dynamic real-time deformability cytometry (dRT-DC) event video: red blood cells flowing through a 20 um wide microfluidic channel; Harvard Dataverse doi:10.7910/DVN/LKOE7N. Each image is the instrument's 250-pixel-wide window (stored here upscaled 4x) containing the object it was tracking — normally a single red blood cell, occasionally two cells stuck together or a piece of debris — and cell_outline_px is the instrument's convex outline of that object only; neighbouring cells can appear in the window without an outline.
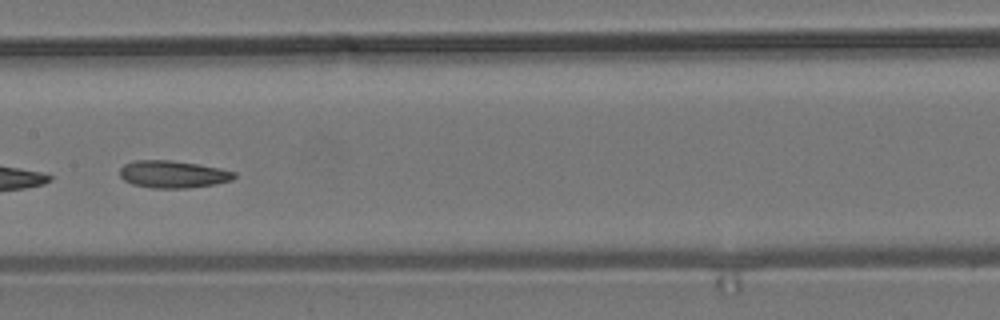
{"species": "common noctule bat (a hibernating species)", "species_latin": "Nyctalus noctula", "temperature_condition": "room temperature", "stored_images_in_passage": 10, "camera_frame_rate_fps": 3000, "um_per_image_px": 0.085, "animal": {"sex": "male", "body_mass_g": 19.2, "forearm_length_mm": 51.8}, "frame": {"image": 1, "passage_image": 7, "time_ms": 8.0, "image_size_px": [1000, 320], "cell_outline_px": [[236, 176], [232, 180], [216, 184], [188, 188], [152, 188], [132, 184], [124, 180], [120, 176], [120, 168], [124, 164], [136, 160], [168, 160], [196, 164], [220, 168], [236, 172]], "centroid_in_image_um": [14.7, 14.82], "position_along_channel_um": 192.7, "area_um2": 18.21}}
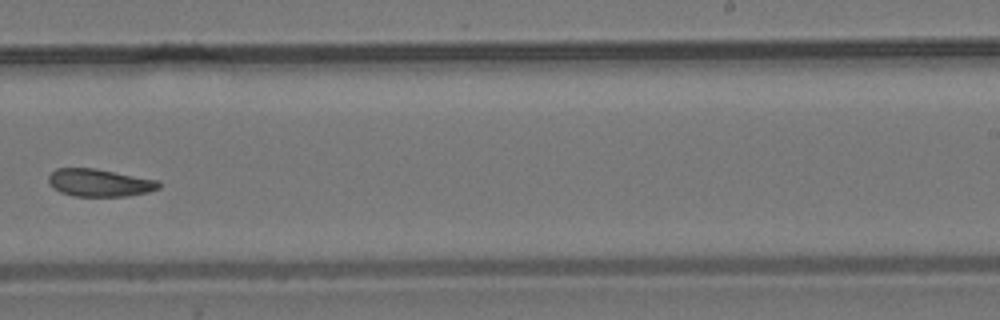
{"frame": {"image": 2, "passage_image": 9, "time_ms": 10.333, "image_size_px": [1000, 320], "cell_outline_px": [[160, 188], [148, 192], [128, 196], [72, 196], [60, 192], [52, 188], [48, 180], [48, 176], [56, 168], [92, 168], [160, 180]], "centroid_in_image_um": [8.46, 15.54], "position_along_channel_um": 280.5, "area_um2": 17.8}}
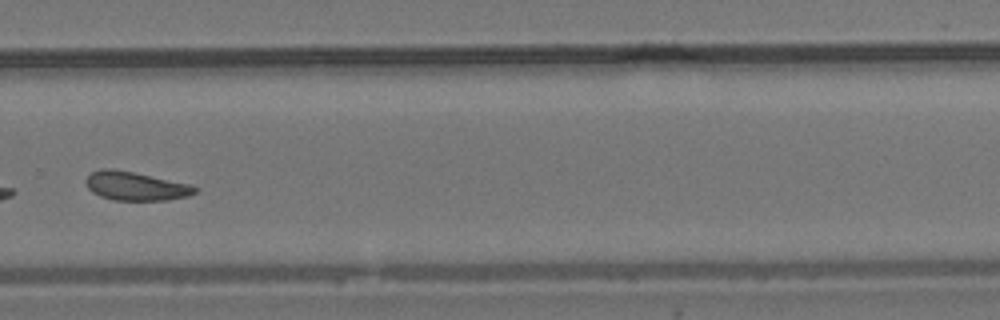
{"frame": {"image": 3, "passage_image": 10, "time_ms": 11.333, "image_size_px": [1000, 320], "cell_outline_px": [[196, 192], [188, 196], [168, 200], [112, 200], [100, 196], [92, 192], [88, 188], [84, 180], [92, 172], [100, 168], [112, 168], [132, 172], [188, 184], [196, 188]], "centroid_in_image_um": [11.46, 15.82], "position_along_channel_um": 318.3, "area_um2": 18.03}}